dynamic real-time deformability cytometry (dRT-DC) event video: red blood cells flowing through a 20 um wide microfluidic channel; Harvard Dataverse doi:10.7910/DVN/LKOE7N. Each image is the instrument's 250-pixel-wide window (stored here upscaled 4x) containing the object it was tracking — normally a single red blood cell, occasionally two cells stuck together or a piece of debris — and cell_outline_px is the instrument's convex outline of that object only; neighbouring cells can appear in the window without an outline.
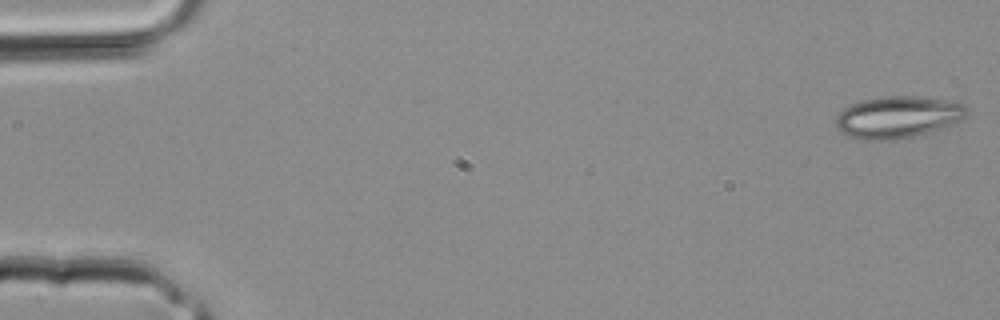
{"species": "common noctule bat (a hibernating species)", "species_latin": "Nyctalus noctula", "temperature_condition": "room temperature", "stored_images_in_passage": 4, "camera_frame_rate_fps": 3000, "um_per_image_px": 0.085, "animal": {"sex": "male", "body_mass_g": 20.4}, "frame": {"image": 1, "passage_image": 1, "time_ms": 0.0, "image_size_px": [1000, 320], "cell_outline_px": [[968, 112], [964, 120], [928, 132], [896, 140], [864, 140], [848, 136], [840, 132], [836, 128], [836, 116], [844, 108], [852, 104], [864, 100], [884, 96], [916, 96], [960, 100], [968, 108]], "centroid_in_image_um": [76.37, 9.94], "position_along_channel_um": 8.6, "area_um2": 32.43}}